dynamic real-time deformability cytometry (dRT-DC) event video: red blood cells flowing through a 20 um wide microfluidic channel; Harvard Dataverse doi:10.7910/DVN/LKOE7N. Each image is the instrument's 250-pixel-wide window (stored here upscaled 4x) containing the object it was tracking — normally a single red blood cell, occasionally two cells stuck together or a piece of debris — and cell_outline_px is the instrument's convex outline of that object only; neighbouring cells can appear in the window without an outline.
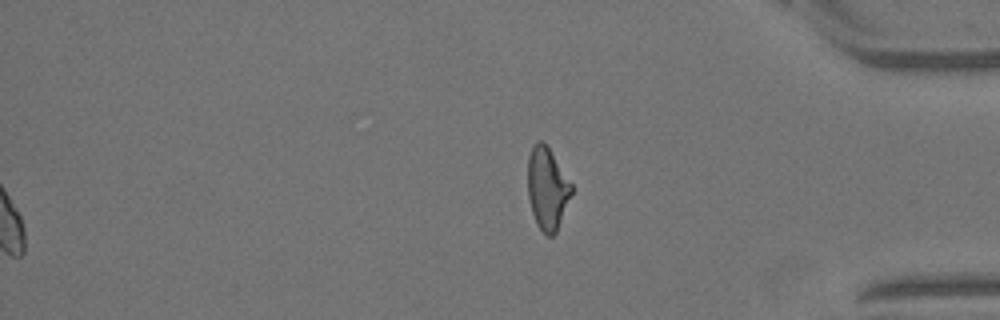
{"species": "Egyptian fruit bat (a non-hibernating species)", "species_latin": "Rousettus aegyptiacus", "temperature_condition": "warm", "stored_images_in_passage": 59, "segment_of_instrument_passage": [2, 2], "camera_frame_rate_fps": 3000, "um_per_image_px": 0.085, "animal": {"sex": "female"}, "frame": {"image": 1, "passage_image": 59, "time_ms": 19.333, "image_size_px": [1000, 320], "cell_outline_px": [[572, 192], [556, 232], [552, 236], [548, 236], [536, 224], [532, 212], [528, 196], [528, 156], [532, 148], [540, 140], [548, 148], [572, 184]], "centroid_in_image_um": [46.5, 16.05], "position_along_channel_um": 388.7, "area_um2": 20.4}}